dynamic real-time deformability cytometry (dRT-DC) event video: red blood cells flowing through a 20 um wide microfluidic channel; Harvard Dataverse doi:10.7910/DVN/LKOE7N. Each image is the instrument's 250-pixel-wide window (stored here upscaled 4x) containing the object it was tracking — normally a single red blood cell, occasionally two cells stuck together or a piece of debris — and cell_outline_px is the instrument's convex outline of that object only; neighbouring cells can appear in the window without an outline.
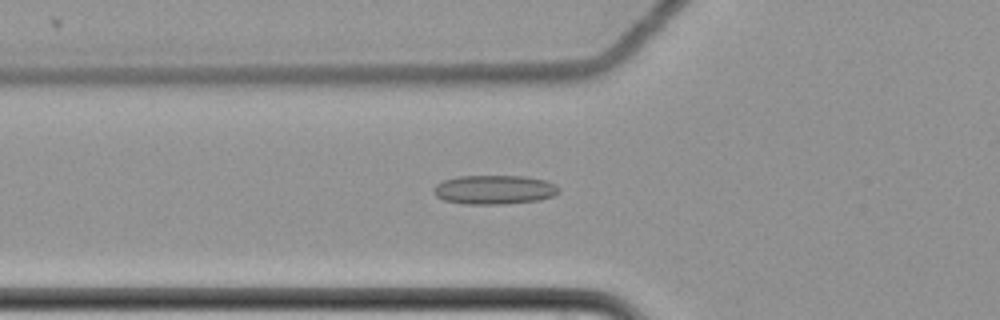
{"species": "common noctule bat (a hibernating species)", "species_latin": "Nyctalus noctula", "temperature_condition": "cold", "stored_images_in_passage": 62, "camera_frame_rate_fps": 3000, "um_per_image_px": 0.085, "animal": {"sex": "female", "body_mass_g": 22.7, "forearm_length_mm": 54.2}, "frame": {"image": 1, "passage_image": 24, "time_ms": 7.667, "image_size_px": [1000, 320], "cell_outline_px": [[560, 192], [552, 196], [540, 200], [504, 204], [464, 204], [444, 200], [436, 196], [436, 184], [444, 180], [456, 176], [524, 176], [544, 180], [556, 184], [560, 188]], "centroid_in_image_um": [42.06, 16.12], "position_along_channel_um": 83.7, "area_um2": 21.21}}
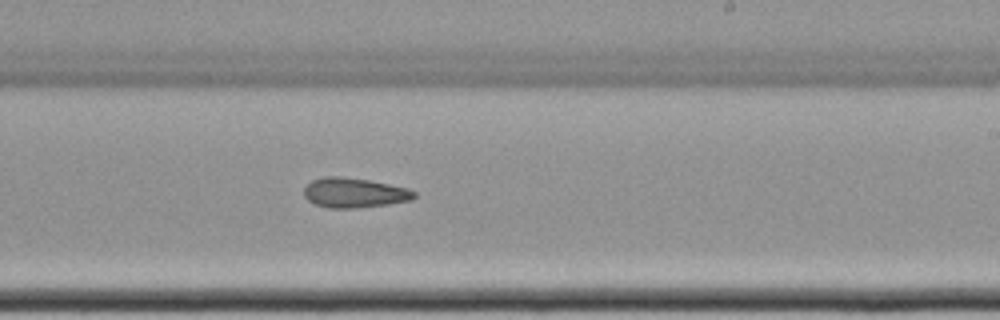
{"frame": {"image": 2, "passage_image": 39, "time_ms": 12.667, "image_size_px": [1000, 320], "cell_outline_px": [[416, 196], [412, 200], [388, 204], [356, 208], [328, 208], [316, 204], [308, 200], [304, 196], [304, 188], [312, 180], [324, 176], [340, 176], [368, 180], [408, 188], [416, 192]], "centroid_in_image_um": [30.11, 16.38], "position_along_channel_um": 258.9, "area_um2": 19.13}}
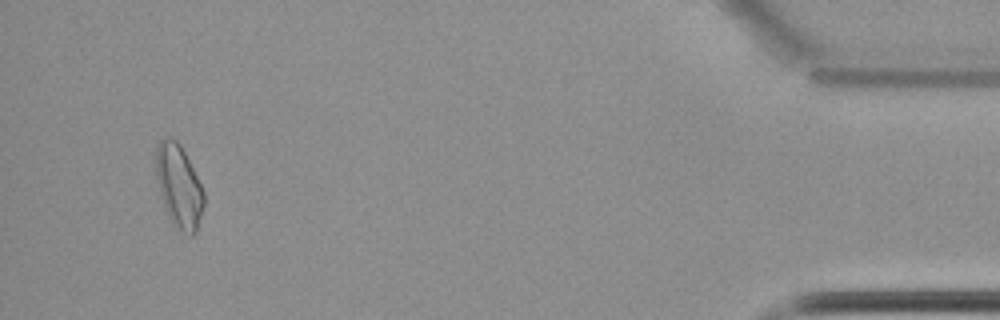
{"frame": {"image": 3, "passage_image": 59, "time_ms": 19.333, "image_size_px": [1000, 320], "cell_outline_px": [[204, 204], [196, 232], [192, 236], [188, 236], [180, 232], [172, 224], [168, 216], [160, 192], [156, 176], [156, 148], [160, 140], [164, 136], [176, 140], [180, 144], [204, 192]], "centroid_in_image_um": [15.2, 15.87], "position_along_channel_um": 420.0, "area_um2": 23.0}}